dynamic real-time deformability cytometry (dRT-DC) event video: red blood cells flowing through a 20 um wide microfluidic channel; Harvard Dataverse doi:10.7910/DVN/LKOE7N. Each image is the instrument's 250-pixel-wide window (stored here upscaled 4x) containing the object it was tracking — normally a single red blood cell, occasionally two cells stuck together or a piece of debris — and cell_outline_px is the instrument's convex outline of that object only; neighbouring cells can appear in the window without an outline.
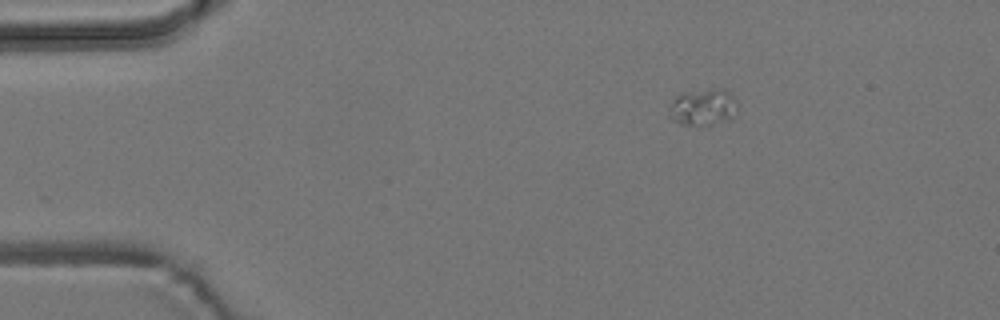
{"species": "common noctule bat (a hibernating species)", "species_latin": "Nyctalus noctula", "temperature_condition": "room temperature", "stored_images_in_passage": 2, "camera_frame_rate_fps": 3000, "um_per_image_px": 0.085, "animal": {"sex": "male", "body_mass_g": 19.2, "forearm_length_mm": 51.8}, "frame": {"image": 1, "passage_image": 1, "time_ms": 0.0, "image_size_px": [1000, 320], "cell_outline_px": [[736, 116], [732, 120], [712, 124], [680, 124], [672, 120], [668, 116], [672, 100], [680, 92], [712, 88], [728, 88], [736, 100]], "centroid_in_image_um": [59.79, 9.07], "position_along_channel_um": 25.2, "area_um2": 15.09}}